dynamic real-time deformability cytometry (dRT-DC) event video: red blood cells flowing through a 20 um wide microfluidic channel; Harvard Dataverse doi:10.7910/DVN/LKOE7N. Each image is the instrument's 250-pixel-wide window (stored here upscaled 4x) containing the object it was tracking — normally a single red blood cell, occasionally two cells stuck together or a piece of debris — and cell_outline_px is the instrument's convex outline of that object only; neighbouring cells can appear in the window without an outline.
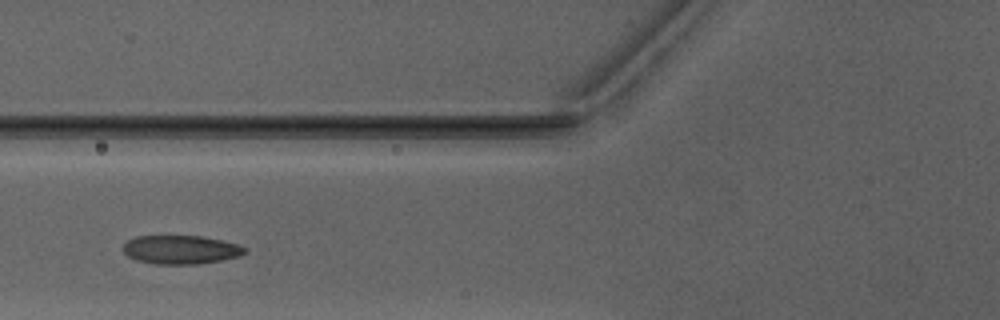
{"species": "Egyptian fruit bat (a non-hibernating species)", "species_latin": "Rousettus aegyptiacus", "temperature_condition": "warm", "stored_images_in_passage": 39, "camera_frame_rate_fps": 3000, "um_per_image_px": 0.085, "animal": {"sex": "male"}, "frame": {"image": 1, "passage_image": 10, "time_ms": 3.0, "image_size_px": [1000, 320], "cell_outline_px": [[248, 252], [240, 256], [224, 260], [196, 264], [156, 264], [136, 260], [128, 256], [120, 248], [128, 240], [136, 236], [200, 236], [240, 244], [248, 248]], "centroid_in_image_um": [15.4, 21.22], "position_along_channel_um": 110.4, "area_um2": 20.58}}
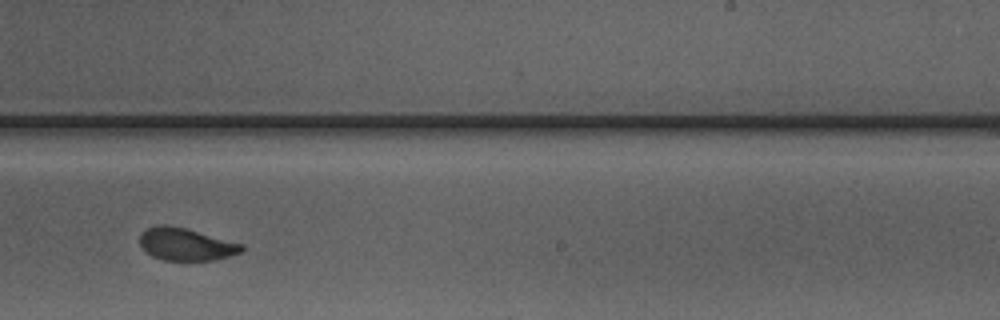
{"frame": {"image": 2, "passage_image": 22, "time_ms": 7.0, "image_size_px": [1000, 320], "cell_outline_px": [[244, 248], [240, 252], [216, 260], [164, 260], [152, 256], [144, 252], [140, 248], [140, 232], [144, 228], [156, 224], [168, 224], [184, 228], [244, 244]], "centroid_in_image_um": [15.73, 20.75], "position_along_channel_um": 273.3, "area_um2": 19.48}}
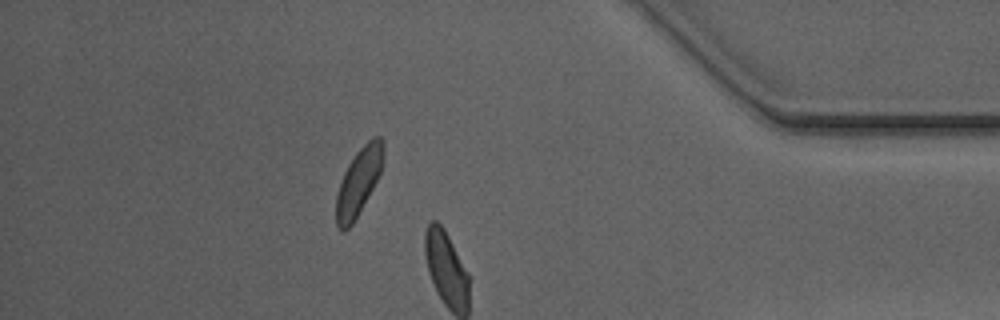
{"frame": {"image": 3, "passage_image": 33, "time_ms": 10.667, "image_size_px": [1000, 320], "cell_outline_px": [[384, 160], [380, 172], [372, 188], [352, 224], [344, 232], [340, 232], [336, 224], [336, 196], [344, 172], [348, 164], [356, 152], [372, 136], [380, 136], [384, 140]], "centroid_in_image_um": [30.49, 15.41], "position_along_channel_um": 404.7, "area_um2": 18.32}, "authors_computed_cell_mechanics": {"area_um2": 20.2878, "velocity_mm_per_s": 4.0726, "shape_relaxation_time_tau1_ms": 3.9121, "shape_relaxation_time_tau2_ms": 0.8624, "deformation_change_tau1": 0.14, "deformation_change_tau2": 0.0658}}